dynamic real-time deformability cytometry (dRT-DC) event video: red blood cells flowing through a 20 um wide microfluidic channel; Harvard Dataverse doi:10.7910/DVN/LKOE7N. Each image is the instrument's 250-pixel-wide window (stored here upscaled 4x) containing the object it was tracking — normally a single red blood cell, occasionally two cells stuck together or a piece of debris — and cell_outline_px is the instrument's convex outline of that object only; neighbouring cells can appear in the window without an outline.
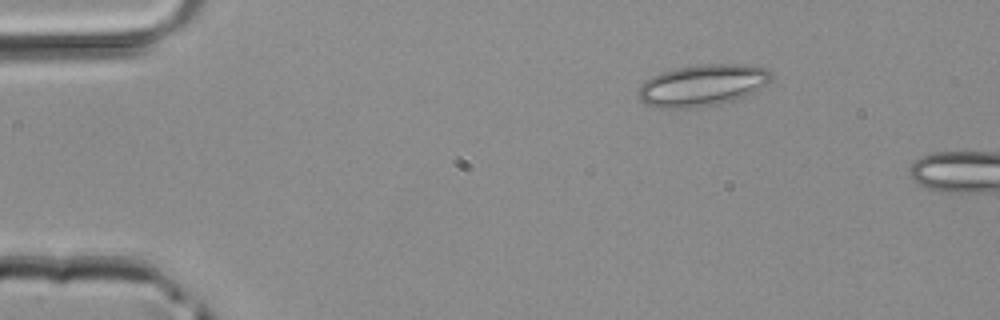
{"species": "common noctule bat (a hibernating species)", "species_latin": "Nyctalus noctula", "temperature_condition": "room temperature", "stored_images_in_passage": 2, "camera_frame_rate_fps": 3000, "um_per_image_px": 0.085, "animal": {"sex": "male", "body_mass_g": 20.4}, "frame": {"image": 1, "passage_image": 1, "time_ms": 0.0, "image_size_px": [1000, 320], "cell_outline_px": [[772, 76], [768, 84], [744, 96], [720, 104], [696, 108], [660, 108], [648, 104], [640, 100], [636, 92], [640, 84], [652, 76], [660, 72], [676, 68], [700, 64], [740, 64], [768, 68], [772, 72]], "centroid_in_image_um": [59.69, 7.24], "position_along_channel_um": 25.3, "area_um2": 32.43}}